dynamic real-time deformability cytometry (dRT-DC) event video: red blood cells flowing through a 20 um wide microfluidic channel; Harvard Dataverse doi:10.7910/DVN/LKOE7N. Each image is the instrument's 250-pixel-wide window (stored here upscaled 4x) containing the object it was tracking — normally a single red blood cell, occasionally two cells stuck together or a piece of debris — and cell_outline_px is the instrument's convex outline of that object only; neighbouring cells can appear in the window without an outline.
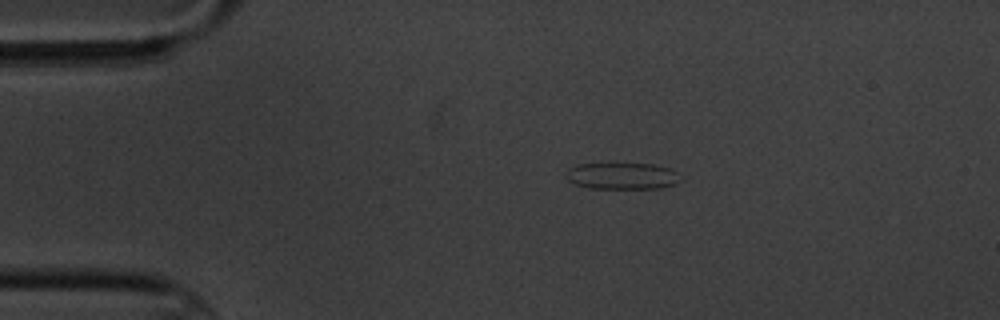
{"species": "common noctule bat (a hibernating species)", "species_latin": "Nyctalus noctula", "temperature_condition": "cold", "stored_images_in_passage": 4, "camera_frame_rate_fps": 3000, "um_per_image_px": 0.085, "animal": {"sex": "male", "body_mass_g": 20.1, "forearm_length_mm": 53.5}, "frame": {"image": 1, "passage_image": 1, "time_ms": 0.0, "image_size_px": [1000, 320], "cell_outline_px": [[684, 176], [680, 180], [672, 184], [660, 188], [592, 188], [572, 184], [564, 176], [564, 172], [568, 168], [576, 164], [656, 164], [672, 168]], "centroid_in_image_um": [52.87, 14.95], "position_along_channel_um": 32.1, "area_um2": 18.03}}
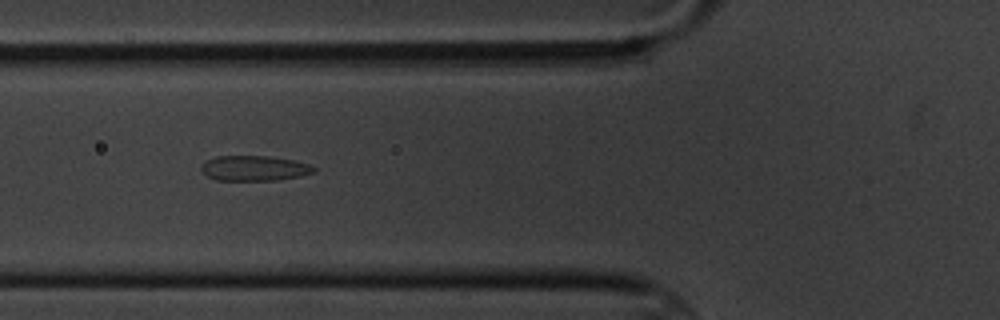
{"frame": {"image": 2, "passage_image": 3, "time_ms": 3.333, "image_size_px": [1000, 320], "cell_outline_px": [[316, 172], [300, 176], [276, 180], [216, 180], [208, 176], [200, 168], [208, 160], [216, 156], [272, 156], [296, 160], [308, 164], [316, 168]], "centroid_in_image_um": [21.67, 14.29], "position_along_channel_um": 104.1, "area_um2": 16.47}}
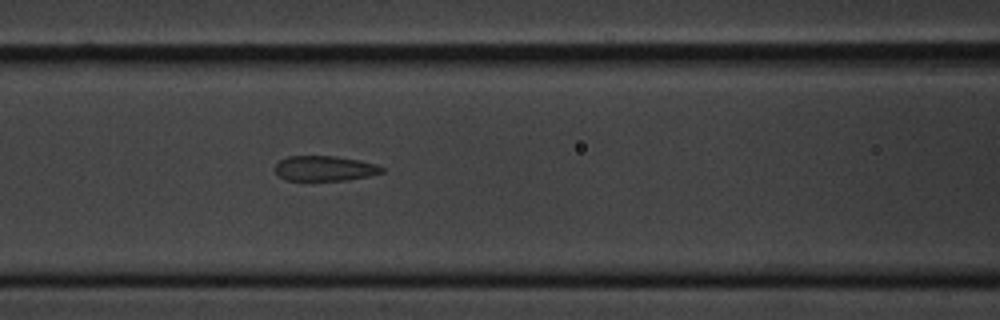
{"frame": {"image": 3, "passage_image": 4, "time_ms": 4.333, "image_size_px": [1000, 320], "cell_outline_px": [[384, 172], [368, 176], [348, 180], [288, 180], [280, 176], [276, 172], [276, 164], [280, 160], [288, 156], [336, 156], [360, 160], [376, 164], [384, 168]], "centroid_in_image_um": [27.63, 14.31], "position_along_channel_um": 139.0, "area_um2": 15.55}}